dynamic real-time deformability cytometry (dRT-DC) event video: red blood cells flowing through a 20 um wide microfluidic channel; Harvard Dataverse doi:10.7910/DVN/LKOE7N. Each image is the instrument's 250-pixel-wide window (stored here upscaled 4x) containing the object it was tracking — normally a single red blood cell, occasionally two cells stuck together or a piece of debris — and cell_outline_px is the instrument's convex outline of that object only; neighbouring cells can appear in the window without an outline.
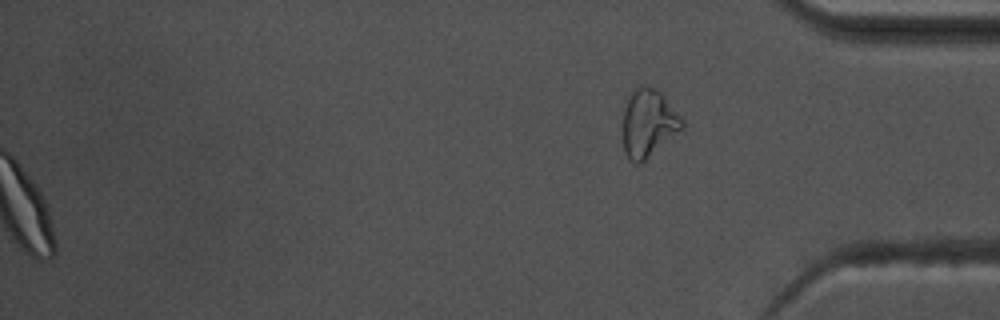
{"species": "common noctule bat (a hibernating species)", "species_latin": "Nyctalus noctula", "temperature_condition": "warm", "stored_images_in_passage": 57, "segment_of_instrument_passage": [2, 2], "camera_frame_rate_fps": 3000, "um_per_image_px": 0.085, "animal": {"sex": "male", "body_mass_g": 17.5, "forearm_length_mm": 52.3}, "frame": {"image": 1, "passage_image": 57, "time_ms": 18.667, "image_size_px": [1000, 320], "cell_outline_px": [[684, 128], [640, 164], [636, 164], [624, 152], [624, 108], [628, 96], [632, 88], [636, 84], [648, 84], [656, 88], [660, 92], [684, 120]], "centroid_in_image_um": [55.11, 10.41], "position_along_channel_um": 380.1, "area_um2": 23.52}}